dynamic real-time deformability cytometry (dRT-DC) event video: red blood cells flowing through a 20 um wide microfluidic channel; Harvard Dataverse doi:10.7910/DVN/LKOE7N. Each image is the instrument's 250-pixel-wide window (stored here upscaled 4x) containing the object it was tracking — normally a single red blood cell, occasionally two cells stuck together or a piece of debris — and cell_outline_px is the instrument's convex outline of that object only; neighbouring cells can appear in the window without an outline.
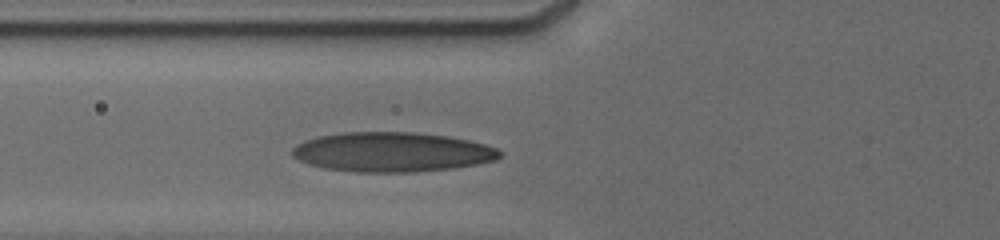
{"species": "human", "species_latin": "Homo sapiens", "temperature_condition": "cold", "stored_images_in_passage": 4, "camera_frame_rate_fps": 3000, "um_per_image_px": 0.085, "donor": {"sex": "male"}, "frame": {"image": 1, "passage_image": 4, "time_ms": 2.333, "image_size_px": [1000, 240], "cell_outline_px": [[500, 156], [496, 160], [476, 164], [452, 168], [412, 172], [356, 172], [324, 168], [308, 164], [292, 156], [292, 148], [296, 144], [304, 140], [320, 136], [344, 132], [412, 132], [448, 136], [468, 140], [484, 144], [496, 148], [500, 152]], "centroid_in_image_um": [33.29, 12.92], "position_along_channel_um": 92.5, "area_um2": 47.8}}